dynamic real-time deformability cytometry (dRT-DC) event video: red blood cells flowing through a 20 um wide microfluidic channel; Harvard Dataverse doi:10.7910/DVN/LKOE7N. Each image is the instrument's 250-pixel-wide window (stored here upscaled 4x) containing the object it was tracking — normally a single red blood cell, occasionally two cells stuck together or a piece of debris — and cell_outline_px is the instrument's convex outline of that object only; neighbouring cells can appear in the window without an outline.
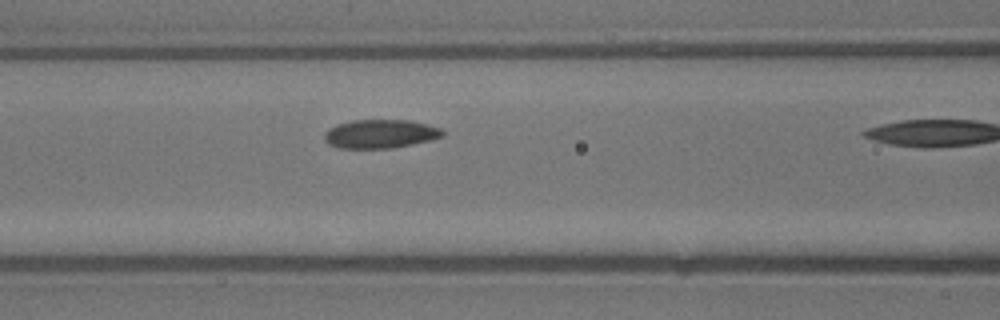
{"species": "common noctule bat (a hibernating species)", "species_latin": "Nyctalus noctula", "temperature_condition": "warm", "stored_images_in_passage": 7, "camera_frame_rate_fps": 3000, "um_per_image_px": 0.085, "animal": {"sex": "male", "body_mass_g": 13.3}, "frame": {"image": 1, "passage_image": 6, "time_ms": 1.667, "image_size_px": [1000, 320], "cell_outline_px": [[444, 136], [432, 140], [392, 148], [340, 148], [328, 144], [324, 140], [324, 132], [328, 128], [336, 124], [352, 120], [408, 120], [428, 124], [440, 128], [444, 132]], "centroid_in_image_um": [32.31, 11.37], "position_along_channel_um": 134.3, "area_um2": 19.94}}